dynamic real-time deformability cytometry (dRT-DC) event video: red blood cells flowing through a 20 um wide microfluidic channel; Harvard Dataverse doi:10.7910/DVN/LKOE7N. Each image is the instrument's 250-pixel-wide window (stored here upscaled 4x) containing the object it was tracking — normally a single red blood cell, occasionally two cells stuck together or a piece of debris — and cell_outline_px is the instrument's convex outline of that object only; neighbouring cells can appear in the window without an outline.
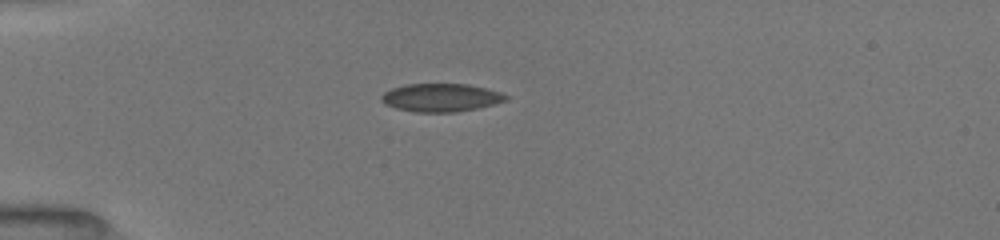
{"species": "common noctule bat (a hibernating species)", "species_latin": "Nyctalus noctula", "temperature_condition": "room temperature", "stored_images_in_passage": 20, "camera_frame_rate_fps": 3000, "um_per_image_px": 0.085, "animal": {"sex": "female", "body_mass_g": 19.5, "forearm_length_mm": 54.1}, "frame": {"image": 1, "passage_image": 1, "time_ms": 0.0, "image_size_px": [1000, 240], "cell_outline_px": [[508, 100], [476, 108], [452, 112], [416, 112], [396, 108], [384, 104], [380, 100], [380, 96], [384, 92], [392, 88], [404, 84], [468, 84], [500, 92], [508, 96]], "centroid_in_image_um": [37.43, 8.29], "position_along_channel_um": 47.6, "area_um2": 20.29}}
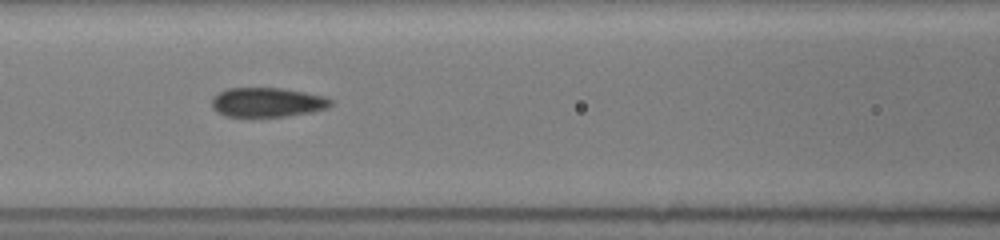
{"frame": {"image": 2, "passage_image": 8, "time_ms": 3.0, "image_size_px": [1000, 240], "cell_outline_px": [[332, 104], [328, 108], [312, 112], [288, 116], [224, 116], [216, 112], [212, 108], [212, 96], [228, 88], [284, 88], [328, 96], [332, 100]], "centroid_in_image_um": [22.75, 8.69], "position_along_channel_um": 143.8, "area_um2": 20.63}}
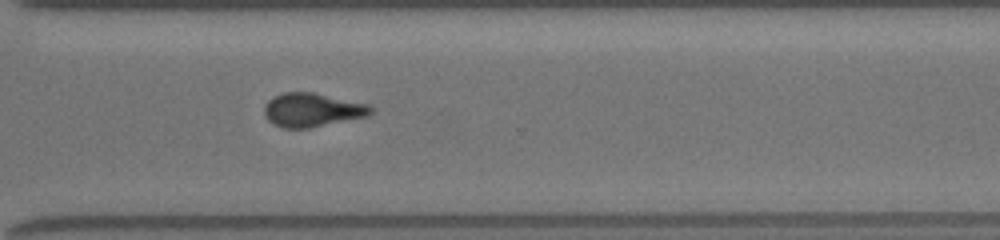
{"frame": {"image": 3, "passage_image": 20, "time_ms": 8.0, "image_size_px": [1000, 240], "cell_outline_px": [[376, 108], [368, 116], [308, 128], [284, 128], [268, 120], [264, 116], [264, 108], [268, 100], [272, 96], [284, 92], [312, 92], [372, 104]], "centroid_in_image_um": [26.58, 9.33], "position_along_channel_um": 344.0, "area_um2": 21.15}}